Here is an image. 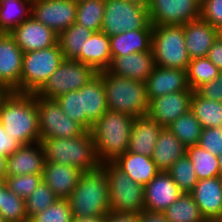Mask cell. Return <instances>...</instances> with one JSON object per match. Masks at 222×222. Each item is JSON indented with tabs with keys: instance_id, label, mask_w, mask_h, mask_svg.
Returning <instances> with one entry per match:
<instances>
[{
	"instance_id": "94428289",
	"label": "cell",
	"mask_w": 222,
	"mask_h": 222,
	"mask_svg": "<svg viewBox=\"0 0 222 222\" xmlns=\"http://www.w3.org/2000/svg\"><path fill=\"white\" fill-rule=\"evenodd\" d=\"M219 178H220L221 186H222V172H220V174H219Z\"/></svg>"
},
{
	"instance_id": "7a4b0ae2",
	"label": "cell",
	"mask_w": 222,
	"mask_h": 222,
	"mask_svg": "<svg viewBox=\"0 0 222 222\" xmlns=\"http://www.w3.org/2000/svg\"><path fill=\"white\" fill-rule=\"evenodd\" d=\"M134 119L132 115L108 109L93 125L91 132L101 163L113 162L127 151Z\"/></svg>"
},
{
	"instance_id": "4dcf8cb0",
	"label": "cell",
	"mask_w": 222,
	"mask_h": 222,
	"mask_svg": "<svg viewBox=\"0 0 222 222\" xmlns=\"http://www.w3.org/2000/svg\"><path fill=\"white\" fill-rule=\"evenodd\" d=\"M93 32L76 22L62 31L58 35V44L64 59L75 60L81 54V50H84V45Z\"/></svg>"
},
{
	"instance_id": "60d3db41",
	"label": "cell",
	"mask_w": 222,
	"mask_h": 222,
	"mask_svg": "<svg viewBox=\"0 0 222 222\" xmlns=\"http://www.w3.org/2000/svg\"><path fill=\"white\" fill-rule=\"evenodd\" d=\"M57 199L58 197L54 192L42 181L29 197L25 199V211L28 220L53 205Z\"/></svg>"
},
{
	"instance_id": "ac0fdd59",
	"label": "cell",
	"mask_w": 222,
	"mask_h": 222,
	"mask_svg": "<svg viewBox=\"0 0 222 222\" xmlns=\"http://www.w3.org/2000/svg\"><path fill=\"white\" fill-rule=\"evenodd\" d=\"M145 83L149 102L169 93L192 90L188 85L187 71L178 68L156 66Z\"/></svg>"
},
{
	"instance_id": "7c38bea8",
	"label": "cell",
	"mask_w": 222,
	"mask_h": 222,
	"mask_svg": "<svg viewBox=\"0 0 222 222\" xmlns=\"http://www.w3.org/2000/svg\"><path fill=\"white\" fill-rule=\"evenodd\" d=\"M153 26L180 25L200 18L201 0H146Z\"/></svg>"
},
{
	"instance_id": "d590c367",
	"label": "cell",
	"mask_w": 222,
	"mask_h": 222,
	"mask_svg": "<svg viewBox=\"0 0 222 222\" xmlns=\"http://www.w3.org/2000/svg\"><path fill=\"white\" fill-rule=\"evenodd\" d=\"M104 12L103 0H77L76 23L94 32L101 31Z\"/></svg>"
},
{
	"instance_id": "c3c4849f",
	"label": "cell",
	"mask_w": 222,
	"mask_h": 222,
	"mask_svg": "<svg viewBox=\"0 0 222 222\" xmlns=\"http://www.w3.org/2000/svg\"><path fill=\"white\" fill-rule=\"evenodd\" d=\"M208 59L222 71V39L219 37L215 40L207 54Z\"/></svg>"
},
{
	"instance_id": "ee69618b",
	"label": "cell",
	"mask_w": 222,
	"mask_h": 222,
	"mask_svg": "<svg viewBox=\"0 0 222 222\" xmlns=\"http://www.w3.org/2000/svg\"><path fill=\"white\" fill-rule=\"evenodd\" d=\"M198 145L216 156L222 154V127L203 128Z\"/></svg>"
},
{
	"instance_id": "d4e9b609",
	"label": "cell",
	"mask_w": 222,
	"mask_h": 222,
	"mask_svg": "<svg viewBox=\"0 0 222 222\" xmlns=\"http://www.w3.org/2000/svg\"><path fill=\"white\" fill-rule=\"evenodd\" d=\"M153 28L129 30L109 37L110 53L115 56H125L130 53L151 50Z\"/></svg>"
},
{
	"instance_id": "2e32d148",
	"label": "cell",
	"mask_w": 222,
	"mask_h": 222,
	"mask_svg": "<svg viewBox=\"0 0 222 222\" xmlns=\"http://www.w3.org/2000/svg\"><path fill=\"white\" fill-rule=\"evenodd\" d=\"M9 34L24 53L46 49L58 44V34L32 16Z\"/></svg>"
},
{
	"instance_id": "9c48e42d",
	"label": "cell",
	"mask_w": 222,
	"mask_h": 222,
	"mask_svg": "<svg viewBox=\"0 0 222 222\" xmlns=\"http://www.w3.org/2000/svg\"><path fill=\"white\" fill-rule=\"evenodd\" d=\"M64 60L59 44L23 54L20 93L36 94Z\"/></svg>"
},
{
	"instance_id": "277c9868",
	"label": "cell",
	"mask_w": 222,
	"mask_h": 222,
	"mask_svg": "<svg viewBox=\"0 0 222 222\" xmlns=\"http://www.w3.org/2000/svg\"><path fill=\"white\" fill-rule=\"evenodd\" d=\"M45 161L65 164L81 171L96 170L101 166L91 131L74 138H47L40 140Z\"/></svg>"
},
{
	"instance_id": "4316f807",
	"label": "cell",
	"mask_w": 222,
	"mask_h": 222,
	"mask_svg": "<svg viewBox=\"0 0 222 222\" xmlns=\"http://www.w3.org/2000/svg\"><path fill=\"white\" fill-rule=\"evenodd\" d=\"M75 60L92 66L97 72L107 70L112 60L109 37L102 31L93 32Z\"/></svg>"
},
{
	"instance_id": "4fadbf2b",
	"label": "cell",
	"mask_w": 222,
	"mask_h": 222,
	"mask_svg": "<svg viewBox=\"0 0 222 222\" xmlns=\"http://www.w3.org/2000/svg\"><path fill=\"white\" fill-rule=\"evenodd\" d=\"M77 0H32L31 16L56 34L76 22Z\"/></svg>"
},
{
	"instance_id": "681fc988",
	"label": "cell",
	"mask_w": 222,
	"mask_h": 222,
	"mask_svg": "<svg viewBox=\"0 0 222 222\" xmlns=\"http://www.w3.org/2000/svg\"><path fill=\"white\" fill-rule=\"evenodd\" d=\"M106 222H139V214L110 212L106 215Z\"/></svg>"
},
{
	"instance_id": "83f0119b",
	"label": "cell",
	"mask_w": 222,
	"mask_h": 222,
	"mask_svg": "<svg viewBox=\"0 0 222 222\" xmlns=\"http://www.w3.org/2000/svg\"><path fill=\"white\" fill-rule=\"evenodd\" d=\"M186 148L167 127H164L156 141L151 158L159 171H167L175 161L186 154Z\"/></svg>"
},
{
	"instance_id": "f35d334b",
	"label": "cell",
	"mask_w": 222,
	"mask_h": 222,
	"mask_svg": "<svg viewBox=\"0 0 222 222\" xmlns=\"http://www.w3.org/2000/svg\"><path fill=\"white\" fill-rule=\"evenodd\" d=\"M0 214L6 222H28L25 199L12 193L7 187L1 192Z\"/></svg>"
},
{
	"instance_id": "bcb514c9",
	"label": "cell",
	"mask_w": 222,
	"mask_h": 222,
	"mask_svg": "<svg viewBox=\"0 0 222 222\" xmlns=\"http://www.w3.org/2000/svg\"><path fill=\"white\" fill-rule=\"evenodd\" d=\"M196 92L203 98L222 102V71L216 79L203 84Z\"/></svg>"
},
{
	"instance_id": "db71d44e",
	"label": "cell",
	"mask_w": 222,
	"mask_h": 222,
	"mask_svg": "<svg viewBox=\"0 0 222 222\" xmlns=\"http://www.w3.org/2000/svg\"><path fill=\"white\" fill-rule=\"evenodd\" d=\"M10 92L11 91L5 85L0 83V107L3 100L10 94Z\"/></svg>"
},
{
	"instance_id": "ba28073f",
	"label": "cell",
	"mask_w": 222,
	"mask_h": 222,
	"mask_svg": "<svg viewBox=\"0 0 222 222\" xmlns=\"http://www.w3.org/2000/svg\"><path fill=\"white\" fill-rule=\"evenodd\" d=\"M151 49L156 66L187 71L191 59L185 46L183 26H153Z\"/></svg>"
},
{
	"instance_id": "3957f363",
	"label": "cell",
	"mask_w": 222,
	"mask_h": 222,
	"mask_svg": "<svg viewBox=\"0 0 222 222\" xmlns=\"http://www.w3.org/2000/svg\"><path fill=\"white\" fill-rule=\"evenodd\" d=\"M73 217H93L111 212L108 181L104 169L81 173L77 186L67 198Z\"/></svg>"
},
{
	"instance_id": "680465c9",
	"label": "cell",
	"mask_w": 222,
	"mask_h": 222,
	"mask_svg": "<svg viewBox=\"0 0 222 222\" xmlns=\"http://www.w3.org/2000/svg\"><path fill=\"white\" fill-rule=\"evenodd\" d=\"M218 37L222 39V25L218 28Z\"/></svg>"
},
{
	"instance_id": "f5cc1de1",
	"label": "cell",
	"mask_w": 222,
	"mask_h": 222,
	"mask_svg": "<svg viewBox=\"0 0 222 222\" xmlns=\"http://www.w3.org/2000/svg\"><path fill=\"white\" fill-rule=\"evenodd\" d=\"M7 178V156L0 151V180Z\"/></svg>"
},
{
	"instance_id": "cb8c5ba5",
	"label": "cell",
	"mask_w": 222,
	"mask_h": 222,
	"mask_svg": "<svg viewBox=\"0 0 222 222\" xmlns=\"http://www.w3.org/2000/svg\"><path fill=\"white\" fill-rule=\"evenodd\" d=\"M163 128L148 115L135 117L127 151L151 157Z\"/></svg>"
},
{
	"instance_id": "e575fe53",
	"label": "cell",
	"mask_w": 222,
	"mask_h": 222,
	"mask_svg": "<svg viewBox=\"0 0 222 222\" xmlns=\"http://www.w3.org/2000/svg\"><path fill=\"white\" fill-rule=\"evenodd\" d=\"M167 128L185 147L197 145L203 129L191 110L179 116Z\"/></svg>"
},
{
	"instance_id": "e0dca14e",
	"label": "cell",
	"mask_w": 222,
	"mask_h": 222,
	"mask_svg": "<svg viewBox=\"0 0 222 222\" xmlns=\"http://www.w3.org/2000/svg\"><path fill=\"white\" fill-rule=\"evenodd\" d=\"M145 210L164 212L182 194L166 171L159 173L144 186Z\"/></svg>"
},
{
	"instance_id": "f6af8a7d",
	"label": "cell",
	"mask_w": 222,
	"mask_h": 222,
	"mask_svg": "<svg viewBox=\"0 0 222 222\" xmlns=\"http://www.w3.org/2000/svg\"><path fill=\"white\" fill-rule=\"evenodd\" d=\"M200 18L219 28L222 25V0H201Z\"/></svg>"
},
{
	"instance_id": "6f0895ef",
	"label": "cell",
	"mask_w": 222,
	"mask_h": 222,
	"mask_svg": "<svg viewBox=\"0 0 222 222\" xmlns=\"http://www.w3.org/2000/svg\"><path fill=\"white\" fill-rule=\"evenodd\" d=\"M206 222H222V218L209 219Z\"/></svg>"
},
{
	"instance_id": "52a82bcc",
	"label": "cell",
	"mask_w": 222,
	"mask_h": 222,
	"mask_svg": "<svg viewBox=\"0 0 222 222\" xmlns=\"http://www.w3.org/2000/svg\"><path fill=\"white\" fill-rule=\"evenodd\" d=\"M143 28H153L146 0L105 1L101 31L108 37Z\"/></svg>"
},
{
	"instance_id": "d6986e66",
	"label": "cell",
	"mask_w": 222,
	"mask_h": 222,
	"mask_svg": "<svg viewBox=\"0 0 222 222\" xmlns=\"http://www.w3.org/2000/svg\"><path fill=\"white\" fill-rule=\"evenodd\" d=\"M155 67V59L151 49L125 56H115L107 70L117 76L146 82Z\"/></svg>"
},
{
	"instance_id": "d6a6232c",
	"label": "cell",
	"mask_w": 222,
	"mask_h": 222,
	"mask_svg": "<svg viewBox=\"0 0 222 222\" xmlns=\"http://www.w3.org/2000/svg\"><path fill=\"white\" fill-rule=\"evenodd\" d=\"M163 213L169 222H206L190 193H182Z\"/></svg>"
},
{
	"instance_id": "484cf974",
	"label": "cell",
	"mask_w": 222,
	"mask_h": 222,
	"mask_svg": "<svg viewBox=\"0 0 222 222\" xmlns=\"http://www.w3.org/2000/svg\"><path fill=\"white\" fill-rule=\"evenodd\" d=\"M113 163L135 183L142 186L148 184L159 173L155 162L150 156L130 151L118 156Z\"/></svg>"
},
{
	"instance_id": "8992f818",
	"label": "cell",
	"mask_w": 222,
	"mask_h": 222,
	"mask_svg": "<svg viewBox=\"0 0 222 222\" xmlns=\"http://www.w3.org/2000/svg\"><path fill=\"white\" fill-rule=\"evenodd\" d=\"M108 181L111 212L136 213L145 211L144 186L135 183L113 162L101 163Z\"/></svg>"
},
{
	"instance_id": "ab89813d",
	"label": "cell",
	"mask_w": 222,
	"mask_h": 222,
	"mask_svg": "<svg viewBox=\"0 0 222 222\" xmlns=\"http://www.w3.org/2000/svg\"><path fill=\"white\" fill-rule=\"evenodd\" d=\"M57 102L64 113L71 119L81 124L87 131H91L93 124L82 113V87L59 96Z\"/></svg>"
},
{
	"instance_id": "1f68e13d",
	"label": "cell",
	"mask_w": 222,
	"mask_h": 222,
	"mask_svg": "<svg viewBox=\"0 0 222 222\" xmlns=\"http://www.w3.org/2000/svg\"><path fill=\"white\" fill-rule=\"evenodd\" d=\"M190 110L202 128L222 127V102L203 98L194 91Z\"/></svg>"
},
{
	"instance_id": "8d00e7d4",
	"label": "cell",
	"mask_w": 222,
	"mask_h": 222,
	"mask_svg": "<svg viewBox=\"0 0 222 222\" xmlns=\"http://www.w3.org/2000/svg\"><path fill=\"white\" fill-rule=\"evenodd\" d=\"M219 73L220 70L208 57L191 59L187 68L188 85L193 91H196L203 84L216 79Z\"/></svg>"
},
{
	"instance_id": "30bf717a",
	"label": "cell",
	"mask_w": 222,
	"mask_h": 222,
	"mask_svg": "<svg viewBox=\"0 0 222 222\" xmlns=\"http://www.w3.org/2000/svg\"><path fill=\"white\" fill-rule=\"evenodd\" d=\"M97 75L98 72L92 66L78 60L64 59L36 95L57 99L63 94L79 90Z\"/></svg>"
},
{
	"instance_id": "b9f144b4",
	"label": "cell",
	"mask_w": 222,
	"mask_h": 222,
	"mask_svg": "<svg viewBox=\"0 0 222 222\" xmlns=\"http://www.w3.org/2000/svg\"><path fill=\"white\" fill-rule=\"evenodd\" d=\"M72 211L67 199H57V201L31 217L28 222H72Z\"/></svg>"
},
{
	"instance_id": "9a60e30c",
	"label": "cell",
	"mask_w": 222,
	"mask_h": 222,
	"mask_svg": "<svg viewBox=\"0 0 222 222\" xmlns=\"http://www.w3.org/2000/svg\"><path fill=\"white\" fill-rule=\"evenodd\" d=\"M193 92L184 90L153 98L149 102L147 115L161 126L167 127L190 110Z\"/></svg>"
},
{
	"instance_id": "ffe728a7",
	"label": "cell",
	"mask_w": 222,
	"mask_h": 222,
	"mask_svg": "<svg viewBox=\"0 0 222 222\" xmlns=\"http://www.w3.org/2000/svg\"><path fill=\"white\" fill-rule=\"evenodd\" d=\"M183 27L189 58L207 57L209 49L218 38V28L201 18L185 23Z\"/></svg>"
},
{
	"instance_id": "91938a15",
	"label": "cell",
	"mask_w": 222,
	"mask_h": 222,
	"mask_svg": "<svg viewBox=\"0 0 222 222\" xmlns=\"http://www.w3.org/2000/svg\"><path fill=\"white\" fill-rule=\"evenodd\" d=\"M0 222H6L1 214H0Z\"/></svg>"
},
{
	"instance_id": "6da1fadb",
	"label": "cell",
	"mask_w": 222,
	"mask_h": 222,
	"mask_svg": "<svg viewBox=\"0 0 222 222\" xmlns=\"http://www.w3.org/2000/svg\"><path fill=\"white\" fill-rule=\"evenodd\" d=\"M36 94L11 91L0 107L5 132L21 145L40 142Z\"/></svg>"
},
{
	"instance_id": "f546056e",
	"label": "cell",
	"mask_w": 222,
	"mask_h": 222,
	"mask_svg": "<svg viewBox=\"0 0 222 222\" xmlns=\"http://www.w3.org/2000/svg\"><path fill=\"white\" fill-rule=\"evenodd\" d=\"M32 0L0 1V32L11 33L31 16Z\"/></svg>"
},
{
	"instance_id": "44dd1931",
	"label": "cell",
	"mask_w": 222,
	"mask_h": 222,
	"mask_svg": "<svg viewBox=\"0 0 222 222\" xmlns=\"http://www.w3.org/2000/svg\"><path fill=\"white\" fill-rule=\"evenodd\" d=\"M44 165L45 155L40 142L21 145L7 156V176L42 174Z\"/></svg>"
},
{
	"instance_id": "603a6c76",
	"label": "cell",
	"mask_w": 222,
	"mask_h": 222,
	"mask_svg": "<svg viewBox=\"0 0 222 222\" xmlns=\"http://www.w3.org/2000/svg\"><path fill=\"white\" fill-rule=\"evenodd\" d=\"M82 172L74 166L45 161L42 180L58 199H67L77 186Z\"/></svg>"
},
{
	"instance_id": "f907efd6",
	"label": "cell",
	"mask_w": 222,
	"mask_h": 222,
	"mask_svg": "<svg viewBox=\"0 0 222 222\" xmlns=\"http://www.w3.org/2000/svg\"><path fill=\"white\" fill-rule=\"evenodd\" d=\"M139 222H169L163 212L143 211L139 214Z\"/></svg>"
},
{
	"instance_id": "9f6ffc18",
	"label": "cell",
	"mask_w": 222,
	"mask_h": 222,
	"mask_svg": "<svg viewBox=\"0 0 222 222\" xmlns=\"http://www.w3.org/2000/svg\"><path fill=\"white\" fill-rule=\"evenodd\" d=\"M218 162H219V165H220V172H222V154H220L218 156Z\"/></svg>"
},
{
	"instance_id": "5bb4252c",
	"label": "cell",
	"mask_w": 222,
	"mask_h": 222,
	"mask_svg": "<svg viewBox=\"0 0 222 222\" xmlns=\"http://www.w3.org/2000/svg\"><path fill=\"white\" fill-rule=\"evenodd\" d=\"M23 54L10 34H0V83L10 91L18 93H20Z\"/></svg>"
},
{
	"instance_id": "74e56055",
	"label": "cell",
	"mask_w": 222,
	"mask_h": 222,
	"mask_svg": "<svg viewBox=\"0 0 222 222\" xmlns=\"http://www.w3.org/2000/svg\"><path fill=\"white\" fill-rule=\"evenodd\" d=\"M182 193H190L198 182L191 160L185 154L166 171Z\"/></svg>"
},
{
	"instance_id": "11a10c76",
	"label": "cell",
	"mask_w": 222,
	"mask_h": 222,
	"mask_svg": "<svg viewBox=\"0 0 222 222\" xmlns=\"http://www.w3.org/2000/svg\"><path fill=\"white\" fill-rule=\"evenodd\" d=\"M6 183L4 180H0V196H1V192L6 188Z\"/></svg>"
},
{
	"instance_id": "5b68a950",
	"label": "cell",
	"mask_w": 222,
	"mask_h": 222,
	"mask_svg": "<svg viewBox=\"0 0 222 222\" xmlns=\"http://www.w3.org/2000/svg\"><path fill=\"white\" fill-rule=\"evenodd\" d=\"M103 79L107 107L134 117L148 114L146 83L114 75L108 70L98 72Z\"/></svg>"
},
{
	"instance_id": "8fae6325",
	"label": "cell",
	"mask_w": 222,
	"mask_h": 222,
	"mask_svg": "<svg viewBox=\"0 0 222 222\" xmlns=\"http://www.w3.org/2000/svg\"><path fill=\"white\" fill-rule=\"evenodd\" d=\"M40 140L47 138H74L87 130L71 120L62 110L56 99L36 95Z\"/></svg>"
},
{
	"instance_id": "816d5d0a",
	"label": "cell",
	"mask_w": 222,
	"mask_h": 222,
	"mask_svg": "<svg viewBox=\"0 0 222 222\" xmlns=\"http://www.w3.org/2000/svg\"><path fill=\"white\" fill-rule=\"evenodd\" d=\"M72 222H106V215L93 217H73Z\"/></svg>"
},
{
	"instance_id": "f1b7e54d",
	"label": "cell",
	"mask_w": 222,
	"mask_h": 222,
	"mask_svg": "<svg viewBox=\"0 0 222 222\" xmlns=\"http://www.w3.org/2000/svg\"><path fill=\"white\" fill-rule=\"evenodd\" d=\"M107 110L103 79L97 75L82 87V113L94 125Z\"/></svg>"
},
{
	"instance_id": "836d02e7",
	"label": "cell",
	"mask_w": 222,
	"mask_h": 222,
	"mask_svg": "<svg viewBox=\"0 0 222 222\" xmlns=\"http://www.w3.org/2000/svg\"><path fill=\"white\" fill-rule=\"evenodd\" d=\"M186 154L194 166L198 180L219 176L220 165L218 156L206 151L198 144L188 146L186 148Z\"/></svg>"
},
{
	"instance_id": "7bdbcfd3",
	"label": "cell",
	"mask_w": 222,
	"mask_h": 222,
	"mask_svg": "<svg viewBox=\"0 0 222 222\" xmlns=\"http://www.w3.org/2000/svg\"><path fill=\"white\" fill-rule=\"evenodd\" d=\"M42 181V174H24L7 176L5 183L12 193L26 199Z\"/></svg>"
},
{
	"instance_id": "7402d4cb",
	"label": "cell",
	"mask_w": 222,
	"mask_h": 222,
	"mask_svg": "<svg viewBox=\"0 0 222 222\" xmlns=\"http://www.w3.org/2000/svg\"><path fill=\"white\" fill-rule=\"evenodd\" d=\"M190 194L205 220L222 218V186L219 176L198 180Z\"/></svg>"
},
{
	"instance_id": "7dc6e473",
	"label": "cell",
	"mask_w": 222,
	"mask_h": 222,
	"mask_svg": "<svg viewBox=\"0 0 222 222\" xmlns=\"http://www.w3.org/2000/svg\"><path fill=\"white\" fill-rule=\"evenodd\" d=\"M20 146L21 144L19 142H17L5 132L3 125L0 122V151L2 154L9 156L14 153Z\"/></svg>"
}]
</instances>
